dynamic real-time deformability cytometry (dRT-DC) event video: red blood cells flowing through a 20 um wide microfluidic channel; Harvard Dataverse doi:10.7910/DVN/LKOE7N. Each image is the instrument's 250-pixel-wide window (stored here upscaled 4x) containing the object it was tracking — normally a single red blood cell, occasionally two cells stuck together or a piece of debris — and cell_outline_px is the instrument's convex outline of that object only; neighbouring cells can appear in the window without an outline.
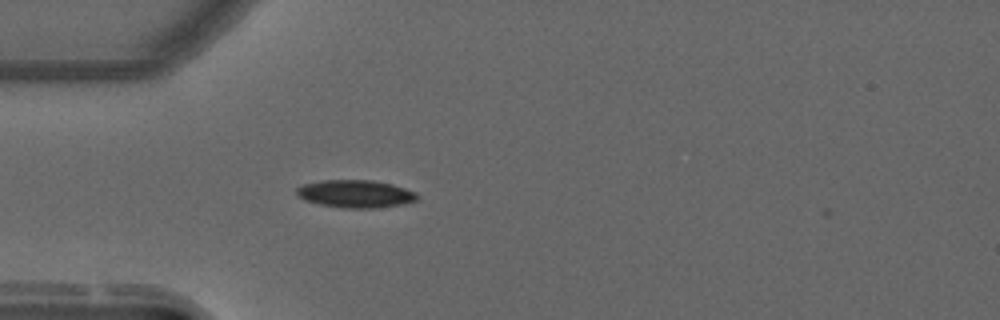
{"species": "common noctule bat (a hibernating species)", "species_latin": "Nyctalus noctula", "temperature_condition": "warm", "stored_images_in_passage": 40, "camera_frame_rate_fps": 3000, "um_per_image_px": 0.085, "animal": {"sex": "male", "forearm_length_mm": 52.5}, "frame": {"image": 1, "passage_image": 1, "time_ms": 0.0, "image_size_px": [1000, 320], "cell_outline_px": [[420, 196], [416, 200], [404, 204], [372, 208], [344, 208], [320, 204], [304, 200], [296, 196], [296, 188], [304, 184], [320, 180], [372, 180], [392, 184], [416, 192]], "centroid_in_image_um": [30.2, 16.47], "position_along_channel_um": 54.8, "area_um2": 19.54}}
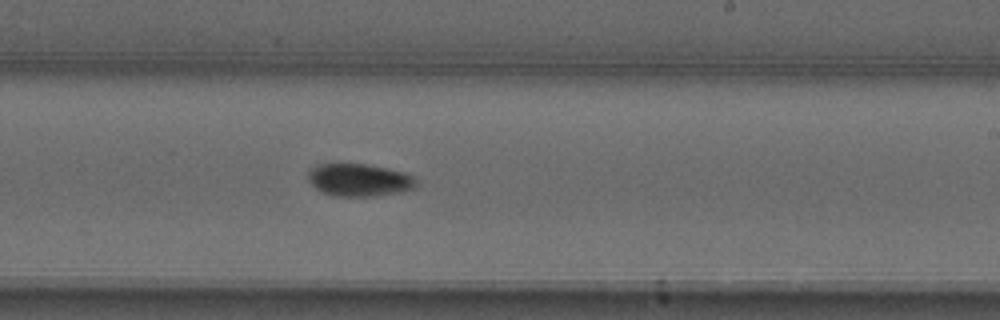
{"frame": {"image": 2, "passage_image": 18, "time_ms": 5.667, "image_size_px": [1000, 320], "cell_outline_px": [[420, 184], [416, 188], [400, 192], [376, 196], [332, 196], [316, 188], [308, 180], [308, 172], [316, 164], [364, 164], [404, 172], [412, 176]], "centroid_in_image_um": [30.56, 15.31], "position_along_channel_um": 258.4, "area_um2": 20.52}}
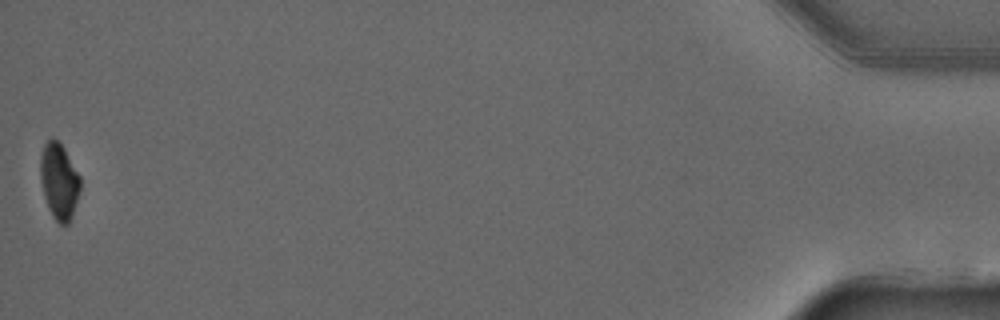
{"frame": {"image": 3, "passage_image": 40, "time_ms": 13.0, "image_size_px": [1000, 320], "cell_outline_px": [[80, 192], [72, 216], [68, 224], [60, 224], [56, 220], [48, 208], [44, 196], [40, 180], [40, 156], [44, 144], [52, 136], [64, 148], [80, 176]], "centroid_in_image_um": [5.02, 15.39], "position_along_channel_um": 430.2, "area_um2": 17.69}, "authors_computed_cell_mechanics": {"area_um2": 19.7676, "velocity_mm_per_s": 3.7078, "shape_relaxation_time_tau1_ms": 3.5601, "shape_relaxation_time_tau2_ms": null, "deformation_change_tau1": 0.1444, "deformation_change_tau2": null}}